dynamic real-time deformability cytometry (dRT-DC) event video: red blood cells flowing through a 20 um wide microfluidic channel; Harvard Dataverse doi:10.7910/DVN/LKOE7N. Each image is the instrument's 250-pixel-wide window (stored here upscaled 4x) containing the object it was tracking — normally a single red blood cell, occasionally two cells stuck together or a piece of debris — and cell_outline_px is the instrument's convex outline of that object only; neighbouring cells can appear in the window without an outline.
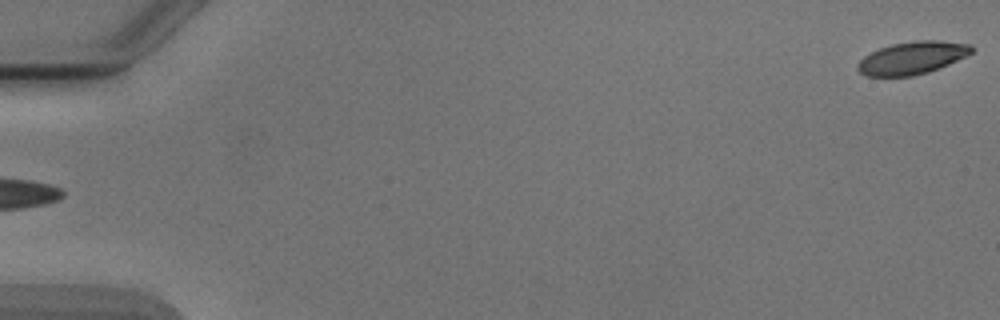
{"species": "Egyptian fruit bat (a non-hibernating species)", "species_latin": "Rousettus aegyptiacus", "temperature_condition": "cold", "stored_images_in_passage": 5, "camera_frame_rate_fps": 3000, "um_per_image_px": 0.085, "animal": {"sex": "male"}, "frame": {"image": 1, "passage_image": 5, "time_ms": 5.0, "image_size_px": [1000, 320], "cell_outline_px": [[976, 48], [968, 56], [928, 72], [912, 76], [868, 76], [860, 72], [856, 68], [856, 64], [864, 56], [880, 48], [892, 44], [916, 40], [940, 40], [972, 44]], "centroid_in_image_um": [77.58, 4.91], "position_along_channel_um": 7.4, "area_um2": 21.79}}